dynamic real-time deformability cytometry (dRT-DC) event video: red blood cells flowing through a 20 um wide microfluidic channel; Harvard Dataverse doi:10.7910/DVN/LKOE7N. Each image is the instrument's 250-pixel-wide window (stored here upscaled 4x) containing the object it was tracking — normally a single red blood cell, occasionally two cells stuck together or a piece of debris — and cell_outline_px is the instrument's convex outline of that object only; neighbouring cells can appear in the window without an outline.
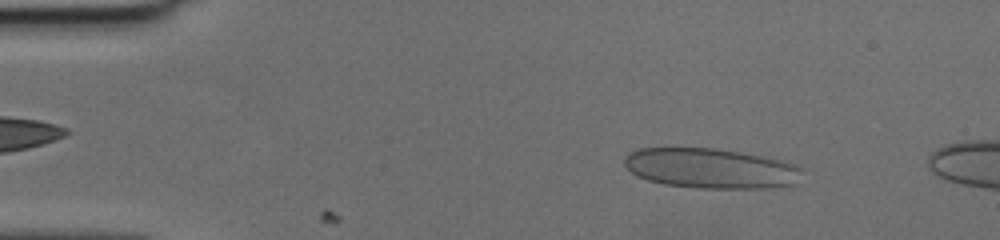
{"species": "human", "species_latin": "Homo sapiens", "temperature_condition": "cold", "stored_images_in_passage": 12, "camera_frame_rate_fps": 3000, "um_per_image_px": 0.085, "donor": {"sex": "female"}, "frame": {"image": 1, "passage_image": 6, "time_ms": 1.667, "image_size_px": [1000, 240], "cell_outline_px": [[800, 184], [768, 188], [696, 188], [664, 184], [648, 180], [636, 176], [624, 164], [624, 156], [640, 148], [712, 148], [740, 152], [764, 156], [784, 160], [796, 164], [800, 168]], "centroid_in_image_um": [60.46, 14.32], "position_along_channel_um": 24.5, "area_um2": 41.73}}